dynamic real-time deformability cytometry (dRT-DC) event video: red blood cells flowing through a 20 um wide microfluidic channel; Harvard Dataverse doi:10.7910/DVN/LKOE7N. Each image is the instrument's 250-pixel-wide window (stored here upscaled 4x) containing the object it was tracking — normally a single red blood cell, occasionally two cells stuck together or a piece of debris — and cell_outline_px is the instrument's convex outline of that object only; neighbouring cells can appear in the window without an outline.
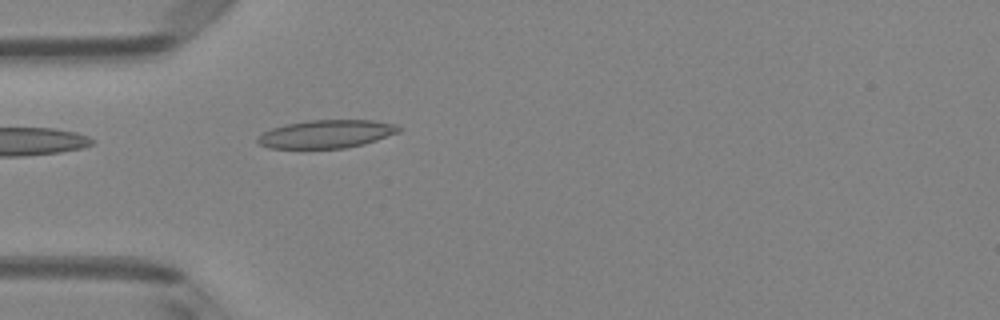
{"species": "Egyptian fruit bat (a non-hibernating species)", "species_latin": "Rousettus aegyptiacus", "temperature_condition": "room temperature", "stored_images_in_passage": 5, "camera_frame_rate_fps": 3000, "um_per_image_px": 0.085, "animal": {"sex": "female"}, "frame": {"image": 1, "passage_image": 5, "time_ms": 1.333, "image_size_px": [1000, 320], "cell_outline_px": [[400, 132], [364, 144], [344, 148], [268, 148], [260, 144], [256, 140], [256, 136], [272, 128], [288, 124], [308, 120], [372, 120], [396, 124], [400, 128]], "centroid_in_image_um": [27.74, 11.39], "position_along_channel_um": 57.3, "area_um2": 23.06}}